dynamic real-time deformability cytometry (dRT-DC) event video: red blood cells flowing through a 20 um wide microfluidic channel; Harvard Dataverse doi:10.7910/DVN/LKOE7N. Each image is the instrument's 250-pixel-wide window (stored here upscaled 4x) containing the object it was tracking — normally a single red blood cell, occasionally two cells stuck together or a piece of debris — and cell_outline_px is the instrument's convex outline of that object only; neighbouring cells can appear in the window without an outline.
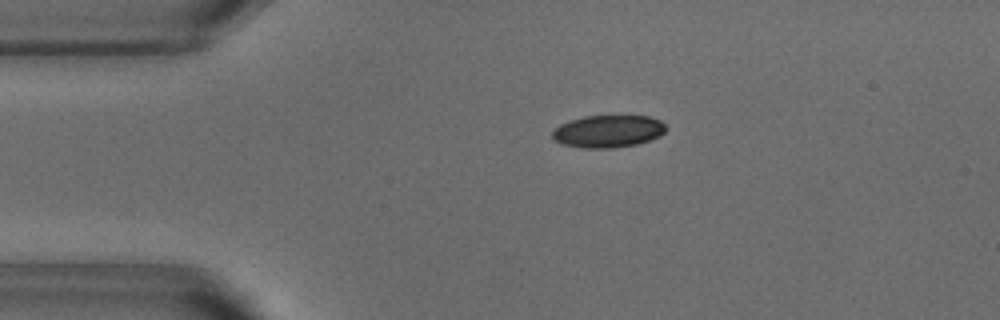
{"species": "common noctule bat (a hibernating species)", "species_latin": "Nyctalus noctula", "temperature_condition": "warm", "stored_images_in_passage": 49, "camera_frame_rate_fps": 3000, "um_per_image_px": 0.085, "animal": {"sex": "male", "body_mass_g": 18.8}, "frame": {"image": 1, "passage_image": 8, "time_ms": 2.333, "image_size_px": [1000, 320], "cell_outline_px": [[668, 128], [660, 136], [636, 144], [612, 148], [584, 148], [564, 144], [556, 140], [552, 136], [552, 132], [560, 124], [568, 120], [584, 116], [648, 116], [660, 120]], "centroid_in_image_um": [51.7, 11.15], "position_along_channel_um": 33.3, "area_um2": 21.33}}
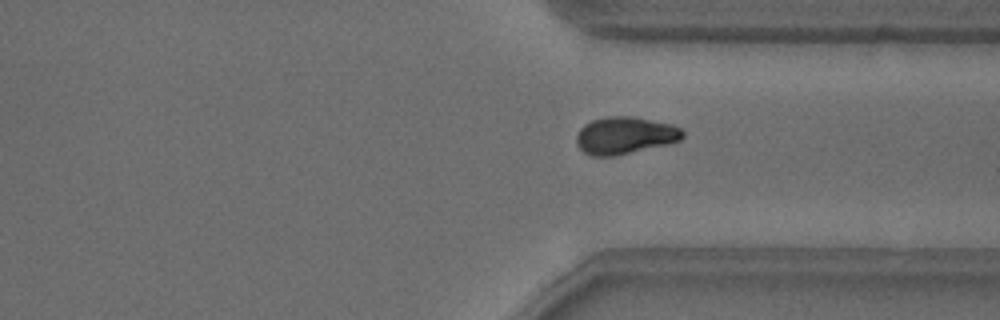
{"frame": {"image": 2, "passage_image": 36, "time_ms": 11.667, "image_size_px": [1000, 320], "cell_outline_px": [[684, 136], [680, 140], [668, 144], [612, 156], [592, 156], [584, 152], [576, 144], [576, 136], [580, 128], [584, 124], [592, 120], [608, 116], [632, 116], [672, 124], [680, 128], [684, 132]], "centroid_in_image_um": [53.11, 11.5], "position_along_channel_um": 358.3, "area_um2": 23.0}}
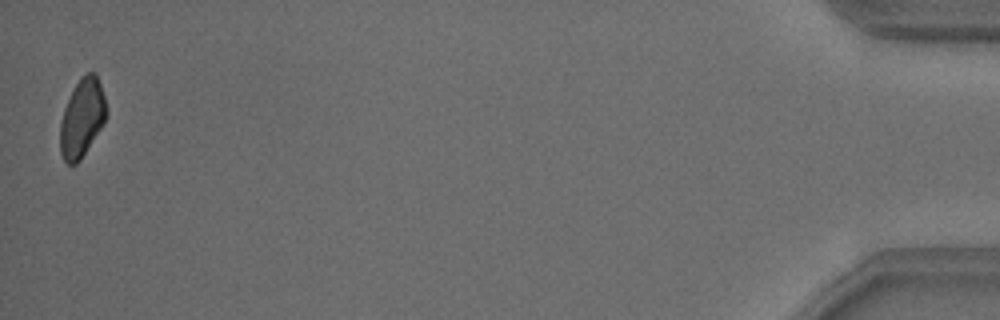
{"frame": {"image": 3, "passage_image": 49, "time_ms": 16.0, "image_size_px": [1000, 320], "cell_outline_px": [[108, 116], [80, 160], [76, 164], [68, 164], [64, 160], [60, 152], [60, 120], [64, 108], [76, 84], [88, 72], [96, 72], [104, 96], [108, 112]], "centroid_in_image_um": [6.98, 10.04], "position_along_channel_um": 428.2, "area_um2": 20.87}, "authors_computed_cell_mechanics": {"area_um2": 22.542, "velocity_mm_per_s": 3.8506, "shape_relaxation_time_tau1_ms": 4.5775, "shape_relaxation_time_tau2_ms": null, "deformation_change_tau1": 0.1579, "deformation_change_tau2": null}}